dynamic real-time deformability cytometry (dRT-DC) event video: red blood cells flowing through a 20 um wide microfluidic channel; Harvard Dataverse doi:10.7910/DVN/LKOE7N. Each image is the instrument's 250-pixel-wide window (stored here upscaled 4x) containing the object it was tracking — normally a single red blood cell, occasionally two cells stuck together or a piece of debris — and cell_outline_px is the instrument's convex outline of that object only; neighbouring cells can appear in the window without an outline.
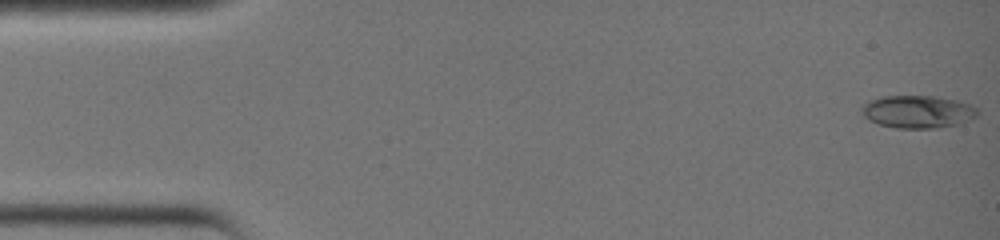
{"species": "common noctule bat (a hibernating species)", "species_latin": "Nyctalus noctula", "temperature_condition": "warm", "stored_images_in_passage": 38, "camera_frame_rate_fps": 3000, "um_per_image_px": 0.085, "animal": {"sex": "female", "body_mass_g": 19.0, "forearm_length_mm": 51.5}, "frame": {"image": 1, "passage_image": 1, "time_ms": 0.0, "image_size_px": [1000, 240], "cell_outline_px": [[980, 112], [976, 116], [960, 124], [936, 128], [896, 128], [880, 124], [868, 120], [860, 112], [860, 108], [868, 100], [884, 96], [936, 96], [956, 100], [968, 104], [976, 108]], "centroid_in_image_um": [77.98, 9.49], "position_along_channel_um": 7.0, "area_um2": 22.14}}
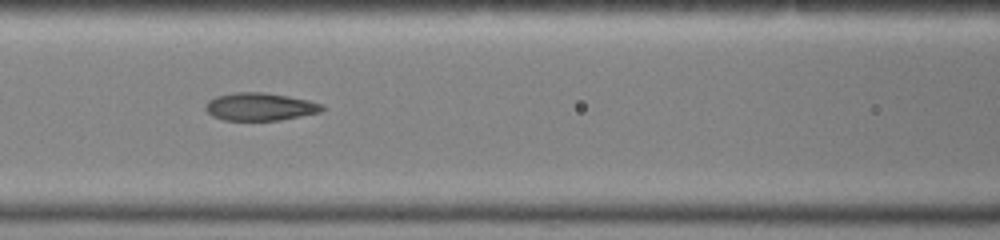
{"frame": {"image": 2, "passage_image": 17, "time_ms": 5.333, "image_size_px": [1000, 240], "cell_outline_px": [[328, 108], [320, 112], [280, 120], [224, 120], [212, 116], [204, 108], [204, 104], [208, 100], [216, 96], [236, 92], [264, 92], [288, 96], [308, 100], [324, 104]], "centroid_in_image_um": [22.11, 9.06], "position_along_channel_um": 144.5, "area_um2": 19.02}}
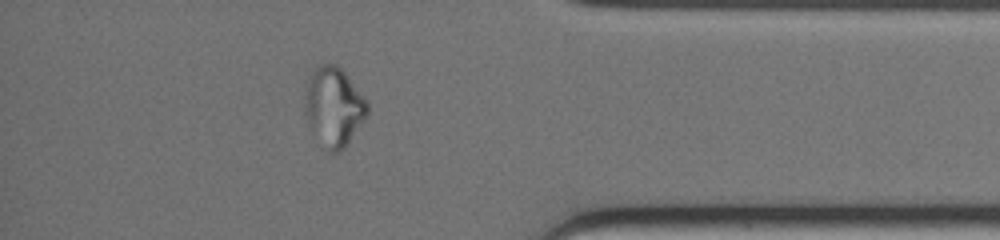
{"frame": {"image": 3, "passage_image": 33, "time_ms": 10.667, "image_size_px": [1000, 240], "cell_outline_px": [[368, 116], [344, 148], [340, 152], [328, 152], [308, 120], [304, 112], [304, 100], [308, 72], [316, 64], [328, 60], [336, 64], [344, 72], [368, 100]], "centroid_in_image_um": [28.37, 8.97], "position_along_channel_um": 406.8, "area_um2": 29.19}}